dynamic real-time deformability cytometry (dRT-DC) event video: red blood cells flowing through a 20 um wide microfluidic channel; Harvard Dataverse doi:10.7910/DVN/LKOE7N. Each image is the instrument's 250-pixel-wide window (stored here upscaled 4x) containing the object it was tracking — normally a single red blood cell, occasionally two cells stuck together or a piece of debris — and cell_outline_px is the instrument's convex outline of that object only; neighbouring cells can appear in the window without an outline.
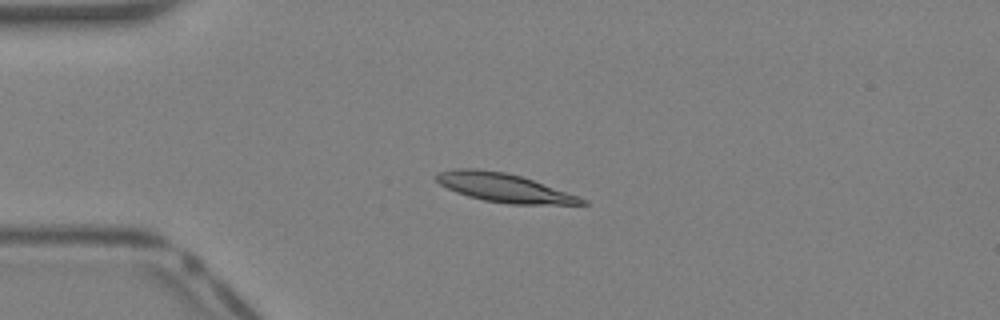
{"species": "Egyptian fruit bat (a non-hibernating species)", "species_latin": "Rousettus aegyptiacus", "temperature_condition": "warm", "stored_images_in_passage": 39, "camera_frame_rate_fps": 3000, "um_per_image_px": 0.085, "animal": {"sex": "female"}, "frame": {"image": 1, "passage_image": 9, "time_ms": 2.667, "image_size_px": [1000, 320], "cell_outline_px": [[588, 204], [508, 204], [484, 200], [468, 196], [456, 192], [440, 184], [436, 180], [436, 176], [440, 172], [456, 168], [476, 168], [504, 172], [520, 176], [580, 196], [588, 200]], "centroid_in_image_um": [42.86, 15.96], "position_along_channel_um": 42.1, "area_um2": 24.1}}
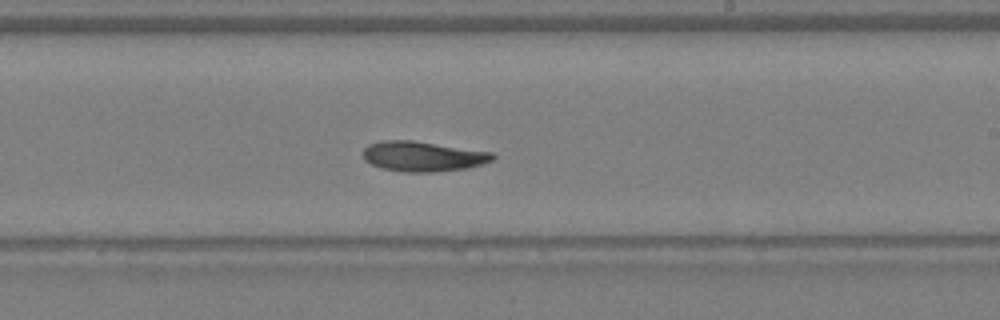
{"frame": {"image": 2, "passage_image": 23, "time_ms": 7.333, "image_size_px": [1000, 320], "cell_outline_px": [[496, 156], [492, 160], [468, 168], [436, 172], [400, 172], [380, 168], [364, 160], [364, 148], [368, 144], [384, 140], [412, 140], [492, 152]], "centroid_in_image_um": [35.92, 13.29], "position_along_channel_um": 253.1, "area_um2": 22.77}}
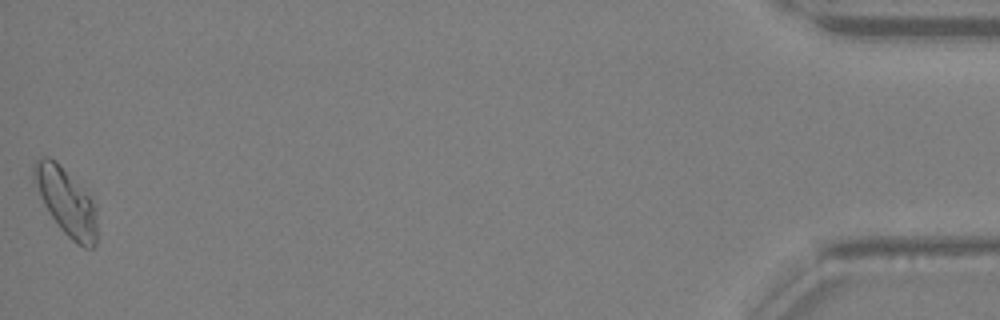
{"frame": {"image": 3, "passage_image": 39, "time_ms": 12.667, "image_size_px": [1000, 320], "cell_outline_px": [[96, 244], [92, 248], [84, 248], [76, 244], [60, 228], [44, 204], [32, 180], [32, 164], [36, 160], [44, 156], [48, 156], [56, 160], [96, 204]], "centroid_in_image_um": [5.6, 17.12], "position_along_channel_um": 429.6, "area_um2": 24.51}}